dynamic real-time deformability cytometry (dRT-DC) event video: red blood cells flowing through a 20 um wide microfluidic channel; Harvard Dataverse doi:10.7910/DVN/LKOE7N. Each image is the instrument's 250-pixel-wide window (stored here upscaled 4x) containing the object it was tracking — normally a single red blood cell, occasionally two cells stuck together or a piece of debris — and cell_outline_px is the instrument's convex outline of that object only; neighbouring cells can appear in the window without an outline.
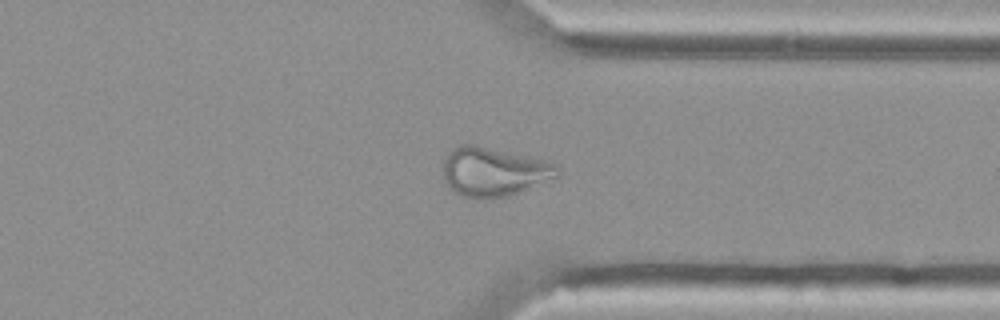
{"species": "Egyptian fruit bat (a non-hibernating species)", "species_latin": "Rousettus aegyptiacus", "temperature_condition": "cold", "stored_images_in_passage": 49, "camera_frame_rate_fps": 3000, "um_per_image_px": 0.085, "animal": {"sex": "female"}, "frame": {"image": 1, "passage_image": 36, "time_ms": 11.667, "image_size_px": [1000, 320], "cell_outline_px": [[560, 176], [520, 192], [508, 196], [480, 200], [464, 196], [452, 192], [444, 180], [440, 172], [444, 160], [448, 152], [452, 148], [460, 144], [476, 144], [548, 160], [556, 164], [560, 168]], "centroid_in_image_um": [41.95, 14.6], "position_along_channel_um": 369.4, "area_um2": 33.64}}
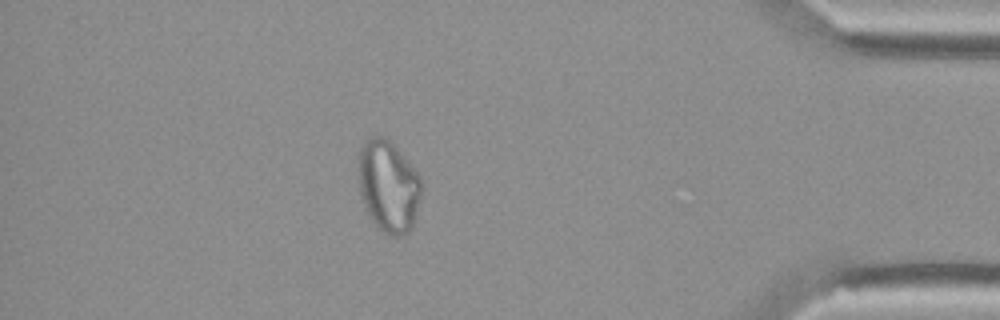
{"frame": {"image": 2, "passage_image": 42, "time_ms": 13.667, "image_size_px": [1000, 320], "cell_outline_px": [[424, 188], [412, 228], [408, 232], [400, 236], [392, 236], [384, 232], [372, 220], [364, 204], [360, 192], [360, 148], [364, 140], [372, 136], [380, 136], [388, 140], [396, 148], [420, 176]], "centroid_in_image_um": [33.06, 15.85], "position_along_channel_um": 402.1, "area_um2": 33.29}}